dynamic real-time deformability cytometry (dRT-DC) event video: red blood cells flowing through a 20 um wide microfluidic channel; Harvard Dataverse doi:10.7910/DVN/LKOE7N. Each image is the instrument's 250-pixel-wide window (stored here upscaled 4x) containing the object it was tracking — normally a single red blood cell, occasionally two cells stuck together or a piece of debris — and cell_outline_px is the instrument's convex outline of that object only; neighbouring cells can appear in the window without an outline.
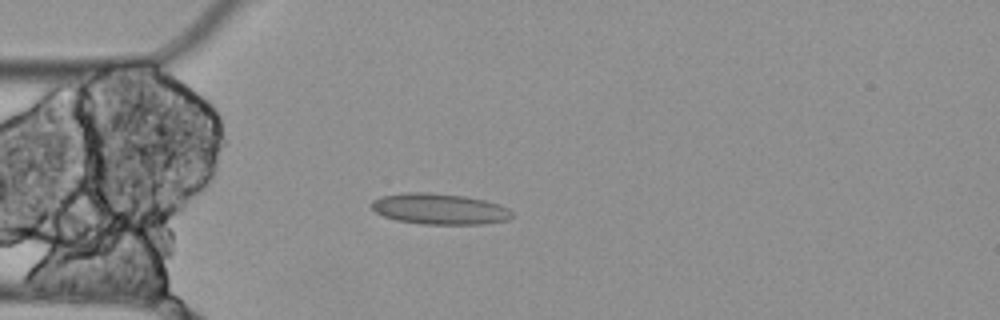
{"species": "Egyptian fruit bat (a non-hibernating species)", "species_latin": "Rousettus aegyptiacus", "temperature_condition": "cold", "stored_images_in_passage": 5, "camera_frame_rate_fps": 3000, "um_per_image_px": 0.085, "animal": {"sex": "female"}, "frame": {"image": 1, "passage_image": 4, "time_ms": 1.0, "image_size_px": [1000, 320], "cell_outline_px": [[512, 216], [508, 220], [484, 224], [424, 224], [396, 220], [384, 216], [376, 212], [372, 208], [372, 200], [380, 196], [408, 192], [428, 192], [464, 196], [484, 200], [500, 204], [508, 208], [512, 212]], "centroid_in_image_um": [37.37, 17.76], "position_along_channel_um": 47.6, "area_um2": 25.32}}